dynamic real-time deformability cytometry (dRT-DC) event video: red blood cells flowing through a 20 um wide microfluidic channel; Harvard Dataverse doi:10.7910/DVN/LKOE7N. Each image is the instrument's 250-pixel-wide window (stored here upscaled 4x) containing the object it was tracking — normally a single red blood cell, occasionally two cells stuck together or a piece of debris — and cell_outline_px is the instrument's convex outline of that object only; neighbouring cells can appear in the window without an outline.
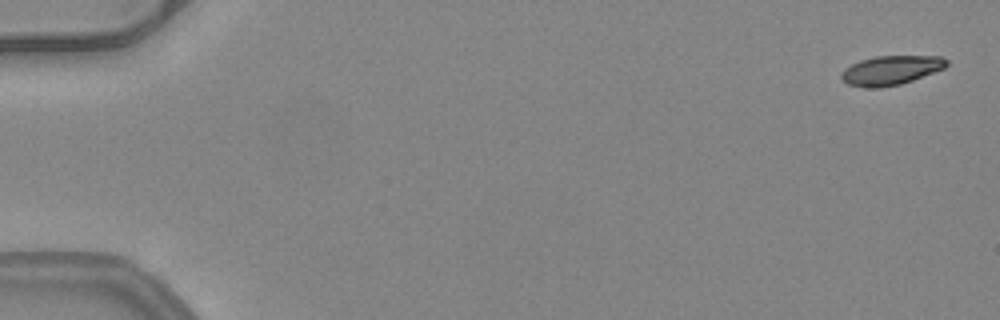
{"species": "common noctule bat (a hibernating species)", "species_latin": "Nyctalus noctula", "temperature_condition": "warm", "stored_images_in_passage": 52, "camera_frame_rate_fps": 3000, "um_per_image_px": 0.085, "animal": {"sex": "female", "body_mass_g": 24.6, "forearm_length_mm": 56.2}, "frame": {"image": 1, "passage_image": 1, "time_ms": 0.0, "image_size_px": [1000, 320], "cell_outline_px": [[948, 64], [944, 68], [912, 80], [900, 84], [880, 88], [868, 88], [848, 84], [840, 76], [840, 72], [844, 68], [860, 60], [876, 56], [940, 56], [948, 60]], "centroid_in_image_um": [75.7, 5.97], "position_along_channel_um": 9.3, "area_um2": 17.86}}
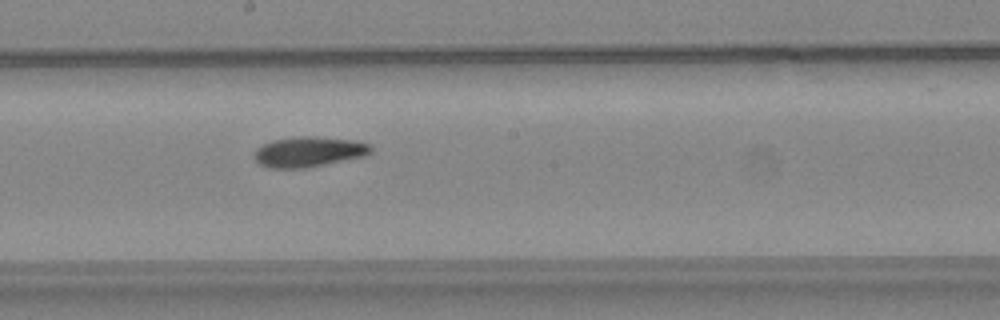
{"frame": {"image": 2, "passage_image": 29, "time_ms": 9.333, "image_size_px": [1000, 320], "cell_outline_px": [[372, 152], [364, 156], [304, 168], [268, 168], [260, 164], [256, 160], [252, 152], [256, 148], [272, 140], [296, 136], [316, 136], [352, 140], [372, 144]], "centroid_in_image_um": [26.22, 12.89], "position_along_channel_um": 222.0, "area_um2": 20.63}}
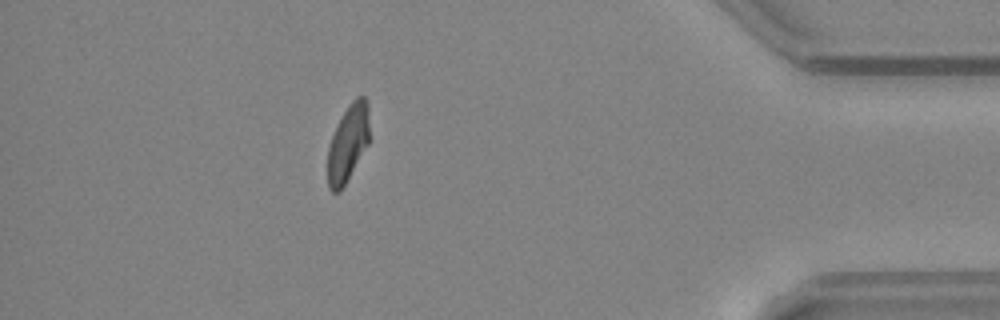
{"frame": {"image": 3, "passage_image": 46, "time_ms": 15.0, "image_size_px": [1000, 320], "cell_outline_px": [[368, 144], [340, 192], [332, 192], [328, 188], [328, 148], [332, 136], [344, 112], [352, 100], [356, 96], [364, 96], [368, 104]], "centroid_in_image_um": [29.57, 12.18], "position_along_channel_um": 405.6, "area_um2": 18.32}, "authors_computed_cell_mechanics": {"area_um2": 19.4208, "velocity_mm_per_s": 4.0216, "shape_relaxation_time_tau1_ms": 5.8717, "shape_relaxation_time_tau2_ms": 3.5847, "deformation_change_tau1": 0.1841, "deformation_change_tau2": 0.0894}}